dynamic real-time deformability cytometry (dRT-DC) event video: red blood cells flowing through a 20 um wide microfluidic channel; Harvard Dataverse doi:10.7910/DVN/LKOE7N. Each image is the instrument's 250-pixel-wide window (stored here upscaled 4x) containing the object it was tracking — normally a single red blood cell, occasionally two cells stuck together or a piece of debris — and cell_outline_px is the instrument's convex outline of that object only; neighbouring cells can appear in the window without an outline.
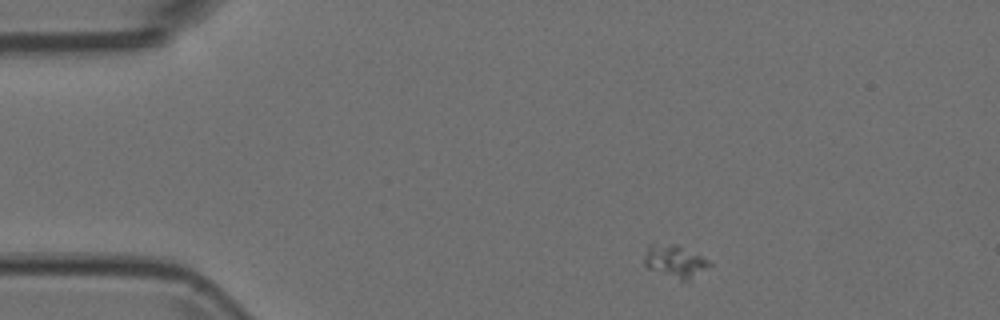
{"species": "Egyptian fruit bat (a non-hibernating species)", "species_latin": "Rousettus aegyptiacus", "temperature_condition": "room temperature", "stored_images_in_passage": 3, "camera_frame_rate_fps": 3000, "um_per_image_px": 0.085, "animal": {"sex": "female"}, "frame": {"image": 1, "passage_image": 1, "time_ms": 0.0, "image_size_px": [1000, 320], "cell_outline_px": [[712, 264], [684, 280], [680, 280], [644, 268], [644, 256], [648, 244], [676, 244], [708, 260]], "centroid_in_image_um": [57.26, 22.19], "position_along_channel_um": 27.7, "area_um2": 11.96}}